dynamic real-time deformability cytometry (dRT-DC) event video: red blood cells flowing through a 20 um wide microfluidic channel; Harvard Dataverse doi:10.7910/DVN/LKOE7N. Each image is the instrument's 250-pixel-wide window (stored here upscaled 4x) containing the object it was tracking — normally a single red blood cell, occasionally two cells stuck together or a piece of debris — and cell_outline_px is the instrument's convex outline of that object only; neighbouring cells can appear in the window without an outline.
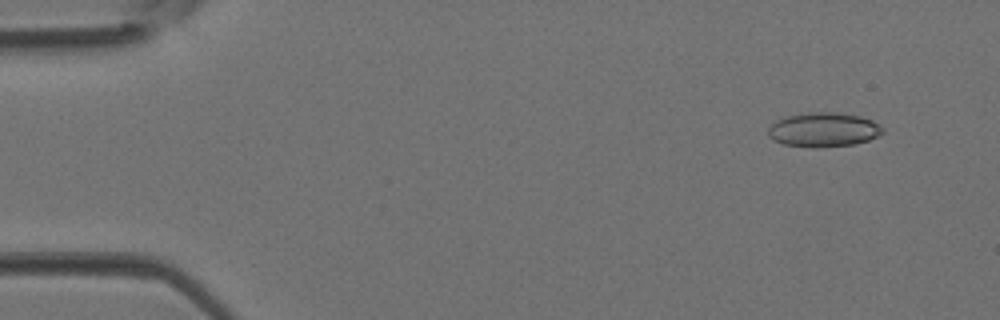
{"species": "Egyptian fruit bat (a non-hibernating species)", "species_latin": "Rousettus aegyptiacus", "temperature_condition": "room temperature", "stored_images_in_passage": 4, "camera_frame_rate_fps": 3000, "um_per_image_px": 0.085, "animal": {"sex": "female"}, "frame": {"image": 1, "passage_image": 1, "time_ms": 0.0, "image_size_px": [1000, 320], "cell_outline_px": [[884, 132], [868, 140], [852, 144], [784, 144], [772, 140], [768, 136], [768, 128], [776, 120], [784, 116], [808, 112], [836, 112], [860, 116], [872, 120], [884, 128]], "centroid_in_image_um": [69.99, 10.95], "position_along_channel_um": 15.0, "area_um2": 22.02}}